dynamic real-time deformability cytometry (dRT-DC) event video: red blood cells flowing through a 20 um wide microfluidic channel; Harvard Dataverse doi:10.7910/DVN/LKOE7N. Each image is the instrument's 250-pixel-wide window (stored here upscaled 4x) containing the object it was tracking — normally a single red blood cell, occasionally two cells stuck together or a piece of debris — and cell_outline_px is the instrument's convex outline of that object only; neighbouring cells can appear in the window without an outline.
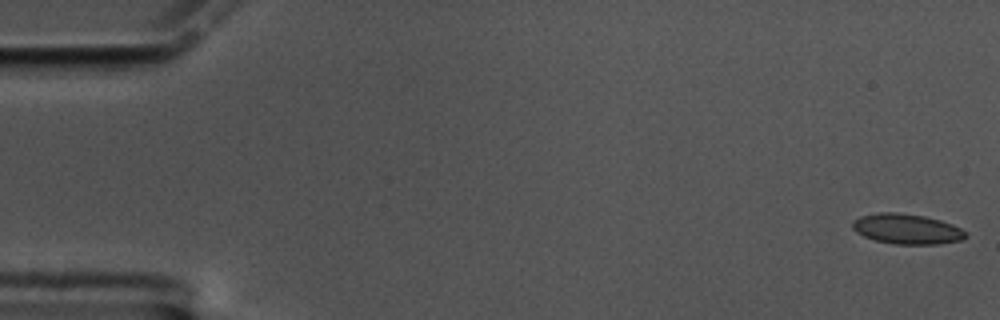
{"species": "common noctule bat (a hibernating species)", "species_latin": "Nyctalus noctula", "temperature_condition": "cold", "stored_images_in_passage": 59, "camera_frame_rate_fps": 3000, "um_per_image_px": 0.085, "animal": {"sex": "male", "body_mass_g": 17.5, "forearm_length_mm": 52.3}, "frame": {"image": 1, "passage_image": 1, "time_ms": 0.0, "image_size_px": [1000, 320], "cell_outline_px": [[968, 236], [960, 240], [940, 244], [896, 244], [876, 240], [864, 236], [856, 232], [852, 228], [852, 220], [860, 216], [880, 212], [896, 212], [924, 216], [940, 220], [952, 224], [968, 232]], "centroid_in_image_um": [77.08, 19.46], "position_along_channel_um": 7.9, "area_um2": 19.94}}
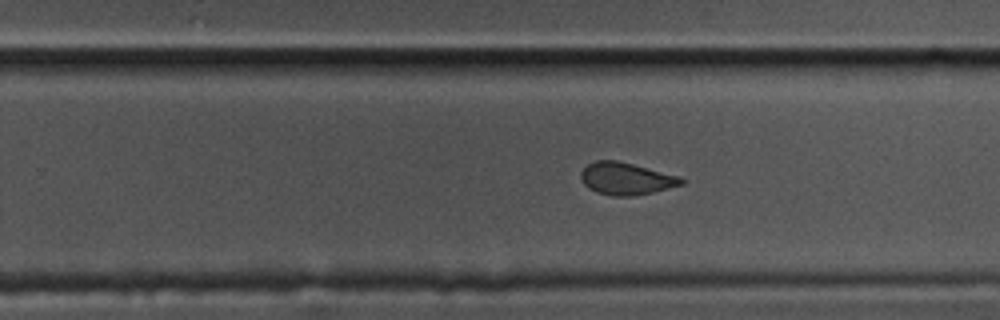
{"frame": {"image": 2, "passage_image": 37, "time_ms": 12.0, "image_size_px": [1000, 320], "cell_outline_px": [[684, 184], [652, 192], [632, 196], [612, 196], [596, 192], [588, 188], [584, 184], [580, 176], [580, 172], [588, 164], [596, 160], [616, 160], [680, 176], [684, 180]], "centroid_in_image_um": [53.2, 15.19], "position_along_channel_um": 276.6, "area_um2": 18.79}}
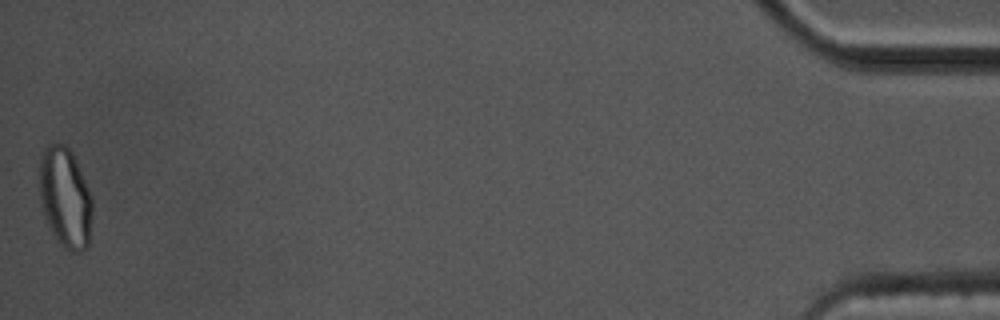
{"frame": {"image": 3, "passage_image": 59, "time_ms": 19.333, "image_size_px": [1000, 320], "cell_outline_px": [[92, 216], [88, 248], [80, 252], [72, 252], [64, 248], [56, 240], [44, 216], [40, 196], [40, 156], [44, 148], [48, 144], [64, 144], [72, 152], [76, 160], [92, 196]], "centroid_in_image_um": [5.56, 16.82], "position_along_channel_um": 429.6, "area_um2": 31.1}, "authors_computed_cell_mechanics": {"area_um2": 19.5364, "velocity_mm_per_s": 3.3923, "shape_relaxation_time_tau1_ms": 5.9298, "shape_relaxation_time_tau2_ms": 1.4028, "deformation_change_tau1": 0.128, "deformation_change_tau2": 0.059}}